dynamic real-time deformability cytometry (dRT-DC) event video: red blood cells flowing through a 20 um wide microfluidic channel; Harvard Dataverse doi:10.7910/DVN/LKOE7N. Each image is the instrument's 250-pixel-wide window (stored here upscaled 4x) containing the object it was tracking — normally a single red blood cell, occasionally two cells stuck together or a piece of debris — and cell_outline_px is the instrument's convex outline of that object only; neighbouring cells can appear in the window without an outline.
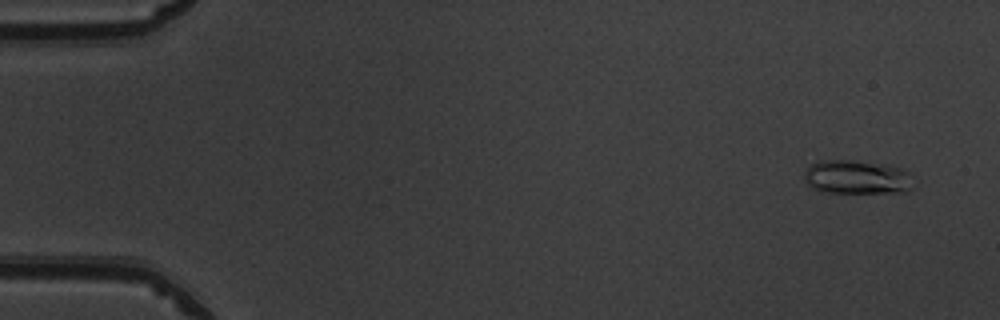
{"species": "common noctule bat (a hibernating species)", "species_latin": "Nyctalus noctula", "temperature_condition": "warm", "stored_images_in_passage": 25, "camera_frame_rate_fps": 3000, "um_per_image_px": 0.085, "animal": {"sex": "male", "body_mass_g": 19.5, "forearm_length_mm": 54.6}, "frame": {"image": 1, "passage_image": 3, "time_ms": 0.667, "image_size_px": [1000, 320], "cell_outline_px": [[912, 188], [908, 192], [820, 192], [812, 188], [804, 180], [804, 172], [808, 164], [816, 160], [852, 160], [900, 168], [908, 172]], "centroid_in_image_um": [72.73, 15.06], "position_along_channel_um": 12.3, "area_um2": 21.44}}
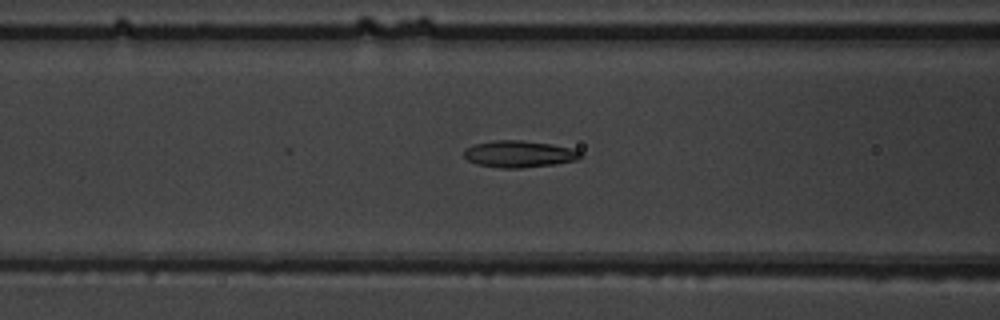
{"frame": {"image": 2, "passage_image": 21, "time_ms": 6.667, "image_size_px": [1000, 320], "cell_outline_px": [[584, 156], [576, 160], [556, 164], [520, 168], [500, 168], [476, 164], [468, 160], [464, 156], [464, 152], [468, 148], [476, 144], [492, 140], [520, 140], [552, 144], [572, 148], [580, 152]], "centroid_in_image_um": [44.15, 13.09], "position_along_channel_um": 122.4, "area_um2": 18.15}}
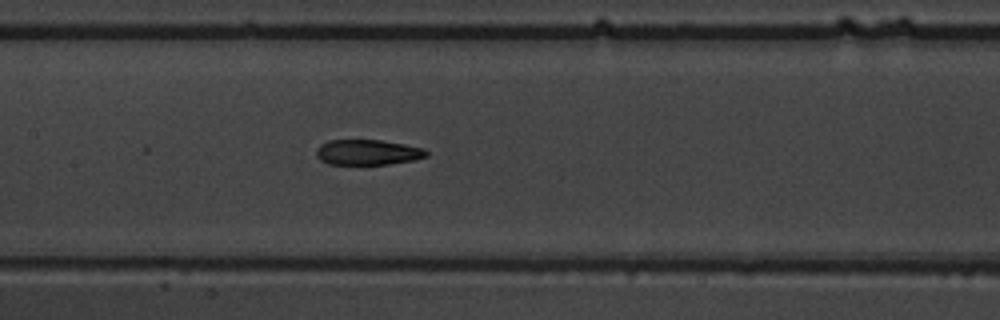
{"frame": {"image": 3, "passage_image": 25, "time_ms": 8.0, "image_size_px": [1000, 320], "cell_outline_px": [[428, 156], [412, 160], [388, 164], [328, 164], [320, 160], [316, 156], [316, 148], [320, 144], [328, 140], [380, 140], [404, 144], [424, 148], [428, 152]], "centroid_in_image_um": [31.22, 12.94], "position_along_channel_um": 176.2, "area_um2": 16.3}}